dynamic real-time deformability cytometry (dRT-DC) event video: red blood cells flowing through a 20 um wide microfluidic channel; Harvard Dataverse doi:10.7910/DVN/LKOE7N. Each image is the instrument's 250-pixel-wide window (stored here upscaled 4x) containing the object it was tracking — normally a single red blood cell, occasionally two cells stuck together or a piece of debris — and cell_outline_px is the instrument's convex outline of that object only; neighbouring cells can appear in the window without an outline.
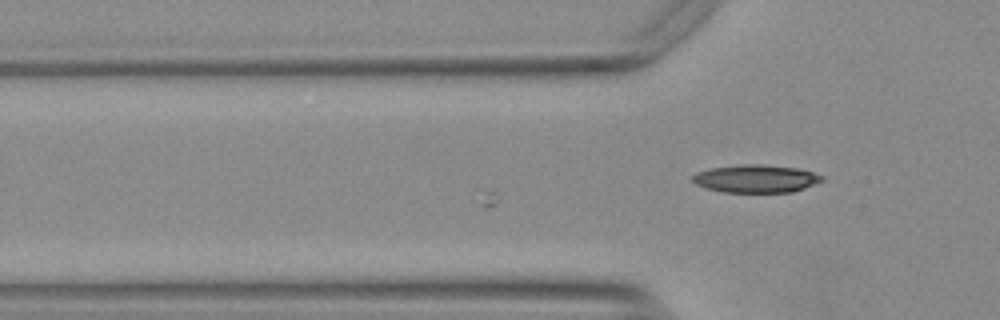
{"species": "Egyptian fruit bat (a non-hibernating species)", "species_latin": "Rousettus aegyptiacus", "temperature_condition": "warm", "stored_images_in_passage": 7, "camera_frame_rate_fps": 3000, "um_per_image_px": 0.085, "animal": {"sex": "female"}, "frame": {"image": 1, "passage_image": 7, "time_ms": 2.0, "image_size_px": [1000, 320], "cell_outline_px": [[824, 180], [804, 188], [792, 192], [724, 192], [708, 188], [696, 184], [692, 180], [692, 176], [696, 172], [712, 168], [740, 164], [764, 164], [796, 168], [812, 172], [824, 176]], "centroid_in_image_um": [64.26, 15.18], "position_along_channel_um": 61.5, "area_um2": 20.92}}